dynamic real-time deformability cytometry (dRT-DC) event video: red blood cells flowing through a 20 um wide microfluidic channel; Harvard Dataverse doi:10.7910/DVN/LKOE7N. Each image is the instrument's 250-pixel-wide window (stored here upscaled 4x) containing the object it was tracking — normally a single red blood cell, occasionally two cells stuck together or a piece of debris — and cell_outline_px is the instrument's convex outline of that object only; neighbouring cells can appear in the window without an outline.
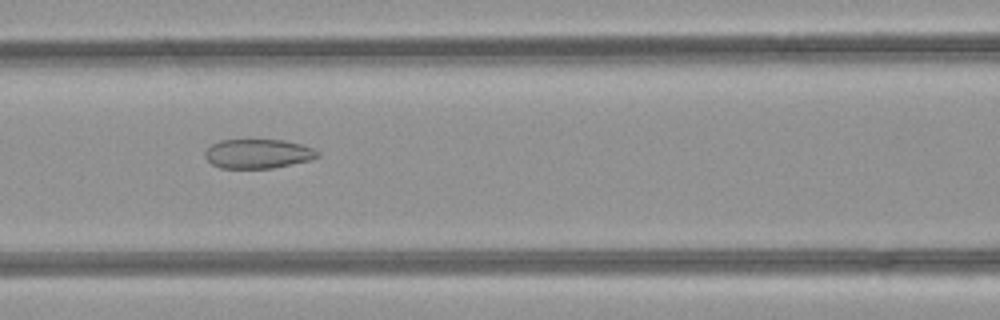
{"species": "common noctule bat (a hibernating species)", "species_latin": "Nyctalus noctula", "temperature_condition": "room temperature", "stored_images_in_passage": 44, "camera_frame_rate_fps": 3000, "um_per_image_px": 0.085, "animal": {"sex": "female", "body_mass_g": 21.9}, "frame": {"image": 1, "passage_image": 17, "time_ms": 5.333, "image_size_px": [1000, 320], "cell_outline_px": [[320, 156], [308, 160], [272, 168], [220, 168], [212, 164], [204, 156], [204, 152], [212, 144], [220, 140], [284, 140], [300, 144], [312, 148], [320, 152]], "centroid_in_image_um": [21.91, 13.06], "position_along_channel_um": 144.7, "area_um2": 19.07}}
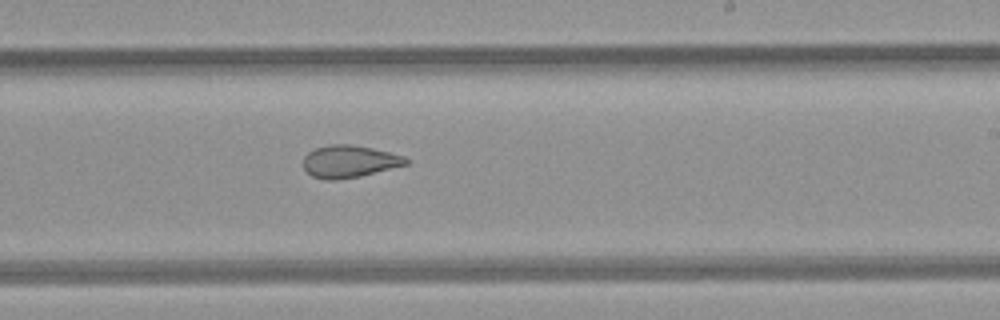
{"frame": {"image": 2, "passage_image": 25, "time_ms": 8.0, "image_size_px": [1000, 320], "cell_outline_px": [[408, 164], [360, 176], [336, 180], [324, 180], [312, 176], [304, 168], [304, 156], [308, 152], [316, 148], [332, 144], [352, 144], [372, 148], [404, 156], [408, 160]], "centroid_in_image_um": [29.67, 13.72], "position_along_channel_um": 259.3, "area_um2": 19.19}}
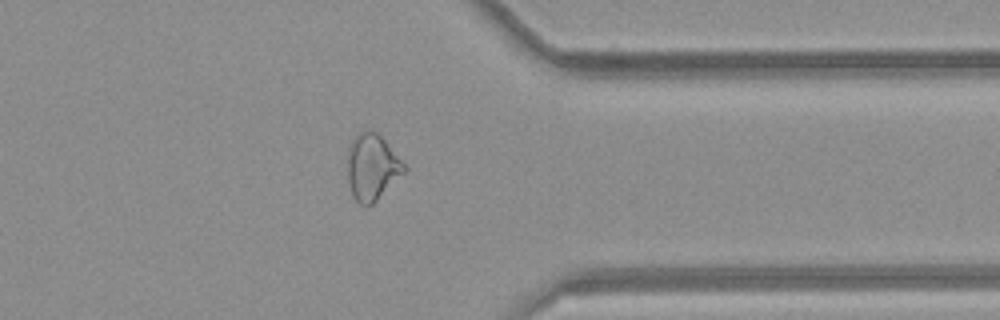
{"frame": {"image": 3, "passage_image": 34, "time_ms": 11.0, "image_size_px": [1000, 320], "cell_outline_px": [[408, 168], [372, 204], [364, 208], [356, 200], [352, 192], [348, 180], [348, 144], [364, 128], [368, 128], [376, 132], [384, 140]], "centroid_in_image_um": [31.6, 14.18], "position_along_channel_um": 379.8, "area_um2": 21.62}, "authors_computed_cell_mechanics": {"area_um2": 22.9177, "velocity_mm_per_s": 4.3123, "shape_relaxation_time_tau1_ms": null, "shape_relaxation_time_tau2_ms": 1.9468, "deformation_change_tau1": null, "deformation_change_tau2": 0.0945}}